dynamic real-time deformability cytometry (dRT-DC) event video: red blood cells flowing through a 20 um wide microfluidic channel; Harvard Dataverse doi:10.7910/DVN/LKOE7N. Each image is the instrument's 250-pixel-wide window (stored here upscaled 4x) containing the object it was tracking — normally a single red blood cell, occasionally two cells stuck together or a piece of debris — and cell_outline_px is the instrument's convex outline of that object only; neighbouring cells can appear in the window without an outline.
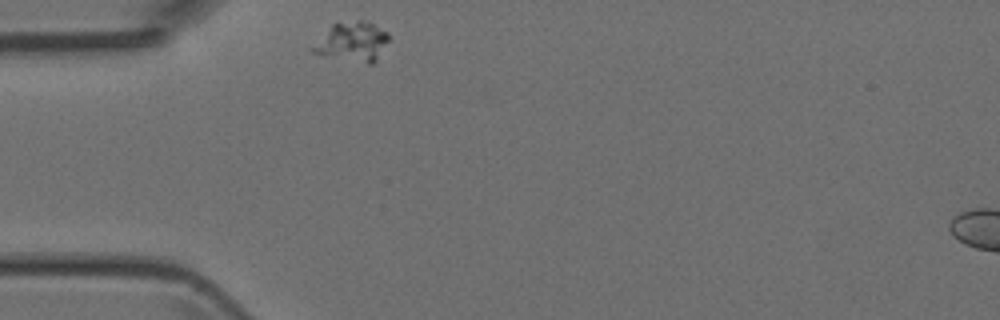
{"species": "Egyptian fruit bat (a non-hibernating species)", "species_latin": "Rousettus aegyptiacus", "temperature_condition": "room temperature", "stored_images_in_passage": 7, "camera_frame_rate_fps": 3000, "um_per_image_px": 0.085, "animal": {"sex": "female"}, "frame": {"image": 1, "passage_image": 1, "time_ms": 0.0, "image_size_px": [1000, 320], "cell_outline_px": [[388, 40], [376, 60], [372, 64], [368, 64], [324, 56], [312, 52], [308, 48], [336, 20], [360, 20], [372, 24], [388, 32]], "centroid_in_image_um": [29.88, 3.53], "position_along_channel_um": 55.1, "area_um2": 17.69}}
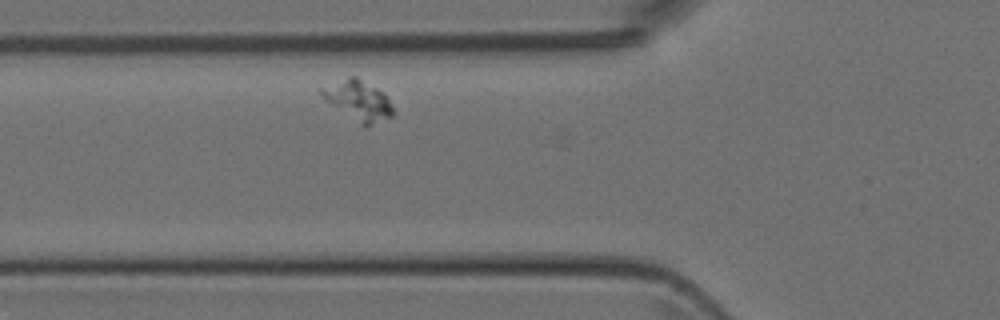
{"frame": {"image": 2, "passage_image": 5, "time_ms": 1.333, "image_size_px": [1000, 320], "cell_outline_px": [[396, 112], [392, 116], [368, 124], [360, 124], [332, 104], [316, 88], [348, 76], [356, 76], [384, 92]], "centroid_in_image_um": [30.46, 8.47], "position_along_channel_um": 95.3, "area_um2": 16.24}}